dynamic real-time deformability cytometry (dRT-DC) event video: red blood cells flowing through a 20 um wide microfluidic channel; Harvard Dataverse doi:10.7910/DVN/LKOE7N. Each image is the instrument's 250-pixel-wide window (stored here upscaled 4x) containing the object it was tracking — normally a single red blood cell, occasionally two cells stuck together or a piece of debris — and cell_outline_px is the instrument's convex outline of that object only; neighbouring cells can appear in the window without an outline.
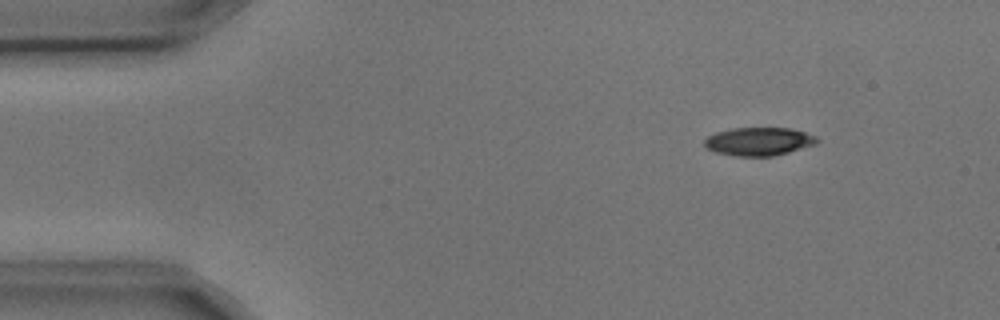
{"species": "common noctule bat (a hibernating species)", "species_latin": "Nyctalus noctula", "temperature_condition": "cold", "stored_images_in_passage": 4, "camera_frame_rate_fps": 3000, "um_per_image_px": 0.085, "animal": {"sex": "male", "body_mass_g": 17.9, "forearm_length_mm": 54.2}, "frame": {"image": 1, "passage_image": 1, "time_ms": 0.0, "image_size_px": [1000, 320], "cell_outline_px": [[820, 140], [816, 144], [788, 152], [772, 156], [736, 156], [716, 152], [704, 148], [704, 140], [708, 136], [716, 132], [732, 128], [788, 128], [804, 132], [816, 136]], "centroid_in_image_um": [64.48, 12.02], "position_along_channel_um": 20.5, "area_um2": 18.5}}